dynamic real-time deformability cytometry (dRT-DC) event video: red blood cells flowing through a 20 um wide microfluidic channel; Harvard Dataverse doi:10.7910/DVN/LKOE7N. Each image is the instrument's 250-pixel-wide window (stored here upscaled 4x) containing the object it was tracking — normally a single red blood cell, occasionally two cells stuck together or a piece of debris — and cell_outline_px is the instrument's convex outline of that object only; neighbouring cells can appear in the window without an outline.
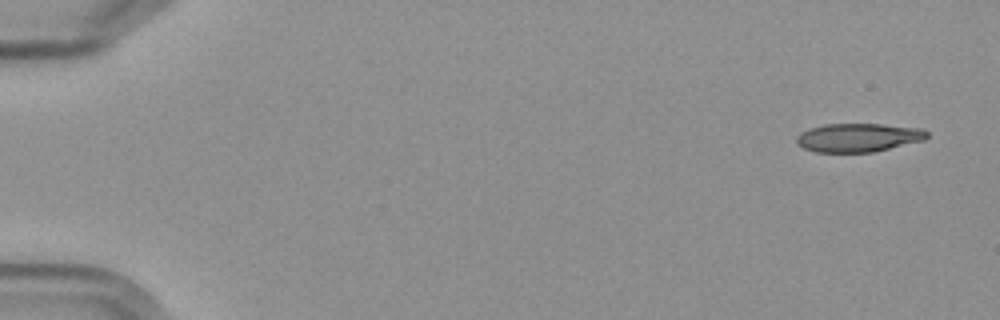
{"species": "Egyptian fruit bat (a non-hibernating species)", "species_latin": "Rousettus aegyptiacus", "temperature_condition": "cold", "stored_images_in_passage": 5, "camera_frame_rate_fps": 3000, "um_per_image_px": 0.085, "frame": {"image": 1, "passage_image": 1, "time_ms": 0.0, "image_size_px": [1000, 320], "cell_outline_px": [[928, 136], [924, 140], [872, 152], [816, 152], [804, 148], [796, 144], [796, 136], [800, 132], [808, 128], [824, 124], [880, 124], [924, 128], [928, 132]], "centroid_in_image_um": [72.93, 11.68], "position_along_channel_um": 12.1, "area_um2": 21.85}}
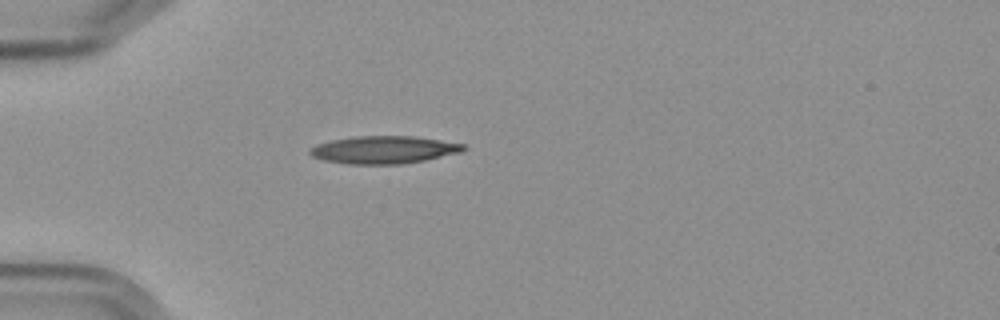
{"frame": {"image": 2, "passage_image": 5, "time_ms": 4.667, "image_size_px": [1000, 320], "cell_outline_px": [[464, 148], [460, 152], [424, 160], [400, 164], [348, 164], [324, 160], [312, 156], [308, 152], [316, 144], [332, 140], [356, 136], [412, 136], [440, 140], [464, 144]], "centroid_in_image_um": [32.59, 12.73], "position_along_channel_um": 52.4, "area_um2": 24.39}}